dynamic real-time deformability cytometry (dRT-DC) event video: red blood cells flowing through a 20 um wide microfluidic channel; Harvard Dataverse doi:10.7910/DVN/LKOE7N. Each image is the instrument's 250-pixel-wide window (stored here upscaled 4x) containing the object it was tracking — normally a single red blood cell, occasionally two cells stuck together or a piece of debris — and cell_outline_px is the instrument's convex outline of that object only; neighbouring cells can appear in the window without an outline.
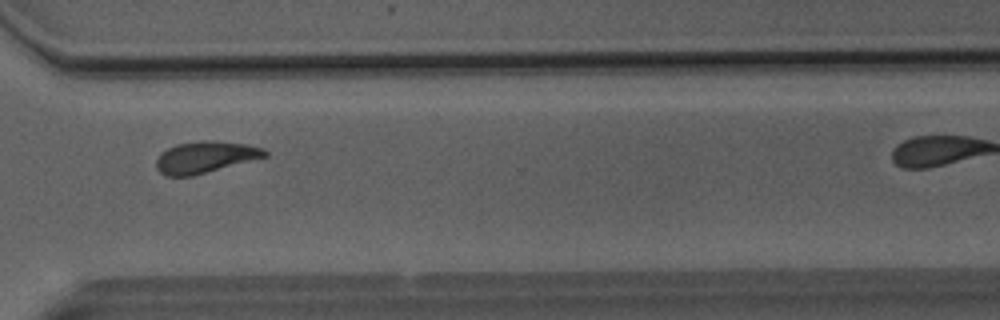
{"species": "Egyptian fruit bat (a non-hibernating species)", "species_latin": "Rousettus aegyptiacus", "temperature_condition": "room temperature", "stored_images_in_passage": 26, "camera_frame_rate_fps": 3000, "um_per_image_px": 0.085, "animal": {"sex": "male"}, "frame": {"image": 1, "passage_image": 22, "time_ms": 7.0, "image_size_px": [1000, 320], "cell_outline_px": [[268, 156], [192, 176], [164, 176], [156, 168], [156, 160], [160, 152], [176, 144], [200, 140], [212, 140], [244, 144], [264, 148], [268, 152]], "centroid_in_image_um": [17.42, 13.35], "position_along_channel_um": 353.2, "area_um2": 20.06}}